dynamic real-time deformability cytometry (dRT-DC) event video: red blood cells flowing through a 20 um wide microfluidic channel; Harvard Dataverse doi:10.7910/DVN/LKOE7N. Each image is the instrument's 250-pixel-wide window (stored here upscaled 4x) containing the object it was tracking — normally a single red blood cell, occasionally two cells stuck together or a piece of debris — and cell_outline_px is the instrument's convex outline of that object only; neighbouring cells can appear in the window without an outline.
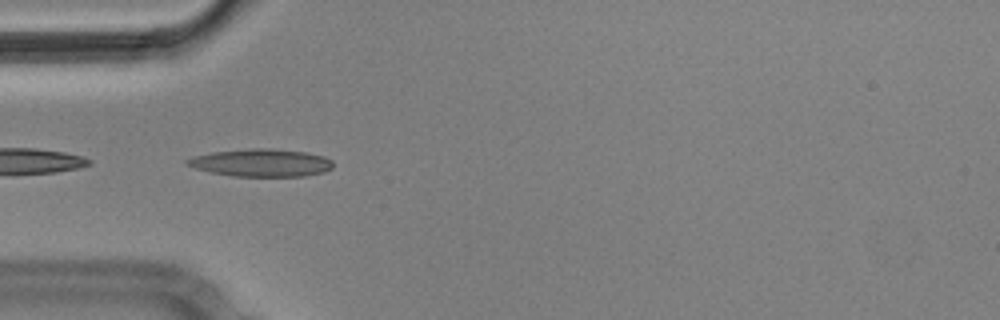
{"species": "Egyptian fruit bat (a non-hibernating species)", "species_latin": "Rousettus aegyptiacus", "temperature_condition": "cold", "stored_images_in_passage": 8, "camera_frame_rate_fps": 3000, "um_per_image_px": 0.085, "animal": {"sex": "male"}, "frame": {"image": 1, "passage_image": 2, "time_ms": 0.333, "image_size_px": [1000, 320], "cell_outline_px": [[332, 168], [324, 172], [304, 176], [232, 176], [212, 172], [196, 168], [184, 164], [184, 160], [196, 156], [212, 152], [252, 148], [268, 148], [304, 152], [324, 156], [332, 160]], "centroid_in_image_um": [22.21, 13.83], "position_along_channel_um": 62.8, "area_um2": 23.35}}
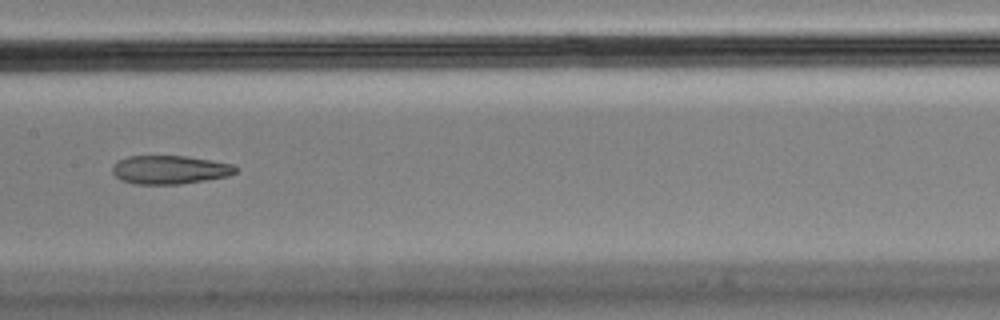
{"frame": {"image": 2, "passage_image": 5, "time_ms": 1.333, "image_size_px": [1000, 320], "cell_outline_px": [[240, 168], [236, 172], [228, 176], [180, 184], [136, 184], [120, 180], [112, 172], [112, 168], [120, 160], [128, 156], [184, 156], [232, 164]], "centroid_in_image_um": [14.44, 14.43], "position_along_channel_um": 193.0, "area_um2": 20.29}}
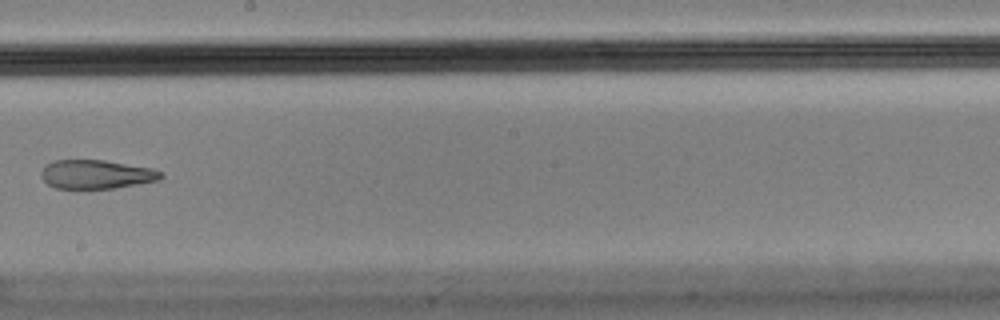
{"frame": {"image": 3, "passage_image": 6, "time_ms": 1.667, "image_size_px": [1000, 320], "cell_outline_px": [[164, 176], [160, 180], [140, 184], [116, 188], [56, 188], [48, 184], [40, 176], [40, 172], [44, 164], [52, 160], [104, 160], [152, 168], [164, 172]], "centroid_in_image_um": [8.2, 14.81], "position_along_channel_um": 240.0, "area_um2": 20.4}}